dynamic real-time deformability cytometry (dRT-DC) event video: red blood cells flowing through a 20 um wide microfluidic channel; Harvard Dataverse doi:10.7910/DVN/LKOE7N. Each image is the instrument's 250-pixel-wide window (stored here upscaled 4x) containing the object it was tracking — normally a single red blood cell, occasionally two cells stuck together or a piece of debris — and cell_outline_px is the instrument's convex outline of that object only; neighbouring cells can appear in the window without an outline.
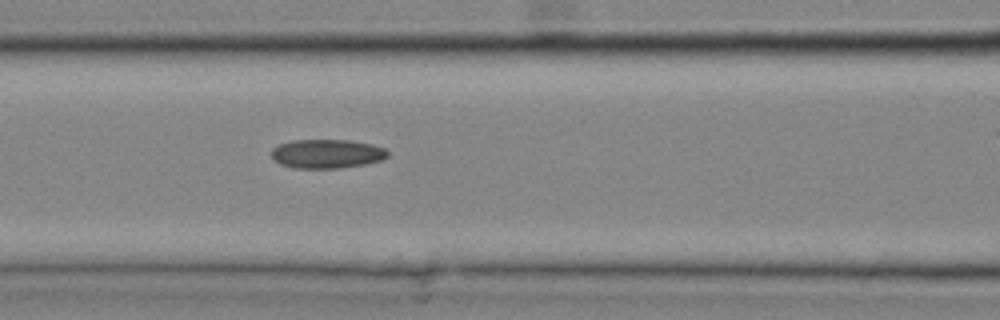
{"species": "common noctule bat (a hibernating species)", "species_latin": "Nyctalus noctula", "temperature_condition": "cold", "stored_images_in_passage": 7, "camera_frame_rate_fps": 3000, "um_per_image_px": 0.085, "animal": {"sex": "male", "body_mass_g": 20.4}, "frame": {"image": 1, "passage_image": 6, "time_ms": 1.667, "image_size_px": [1000, 320], "cell_outline_px": [[388, 156], [380, 160], [364, 164], [340, 168], [292, 168], [280, 164], [272, 160], [272, 148], [280, 144], [292, 140], [348, 140], [372, 144], [384, 148], [388, 152]], "centroid_in_image_um": [27.75, 13.07], "position_along_channel_um": 138.9, "area_um2": 19.65}}